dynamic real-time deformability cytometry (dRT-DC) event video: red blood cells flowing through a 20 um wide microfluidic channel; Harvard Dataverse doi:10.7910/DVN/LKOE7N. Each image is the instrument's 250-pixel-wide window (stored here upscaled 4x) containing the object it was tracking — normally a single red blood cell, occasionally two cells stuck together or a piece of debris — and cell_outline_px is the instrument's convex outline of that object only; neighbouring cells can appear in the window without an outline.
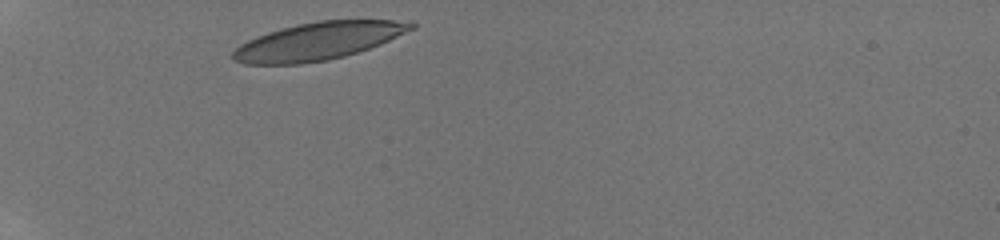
{"species": "human", "species_latin": "Homo sapiens", "temperature_condition": "room temperature", "stored_images_in_passage": 35, "camera_frame_rate_fps": 3000, "um_per_image_px": 0.085, "donor": {"sex": "male"}, "frame": {"image": 1, "passage_image": 1, "time_ms": 0.0, "image_size_px": [1000, 240], "cell_outline_px": [[416, 28], [380, 44], [344, 56], [328, 60], [300, 64], [244, 64], [232, 60], [232, 52], [240, 44], [256, 36], [280, 28], [316, 20], [412, 20], [416, 24]], "centroid_in_image_um": [27.05, 3.48], "position_along_channel_um": 57.9, "area_um2": 39.19}}
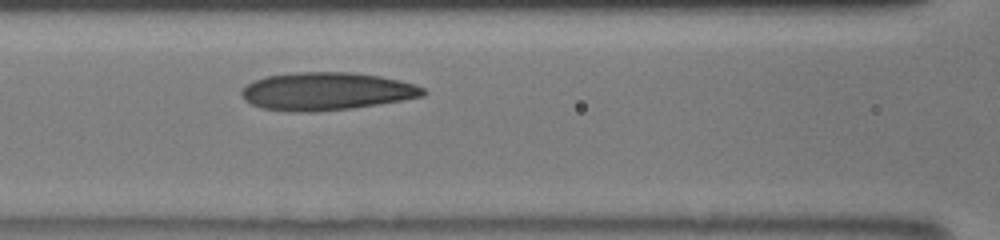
{"frame": {"image": 2, "passage_image": 12, "time_ms": 2.667, "image_size_px": [1000, 240], "cell_outline_px": [[428, 92], [424, 96], [404, 100], [352, 108], [316, 112], [300, 112], [264, 108], [252, 104], [244, 100], [240, 96], [240, 92], [248, 84], [264, 76], [292, 72], [348, 72], [380, 76], [400, 80], [416, 84], [424, 88]], "centroid_in_image_um": [27.78, 7.75], "position_along_channel_um": 138.8, "area_um2": 40.17}}
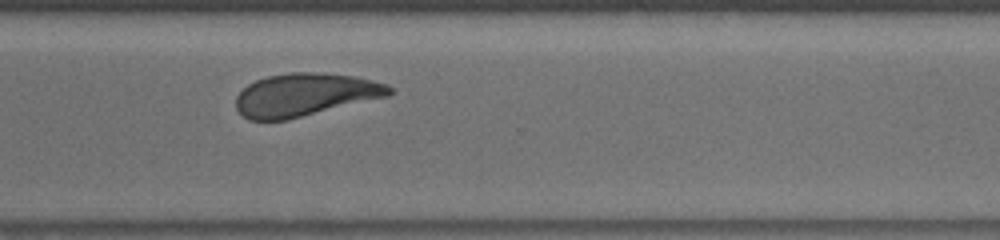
{"frame": {"image": 3, "passage_image": 34, "time_ms": 7.667, "image_size_px": [1000, 240], "cell_outline_px": [[392, 92], [388, 96], [288, 120], [248, 120], [236, 108], [236, 96], [248, 84], [256, 80], [268, 76], [292, 72], [312, 72], [352, 76], [372, 80], [388, 84], [392, 88]], "centroid_in_image_um": [25.92, 8.06], "position_along_channel_um": 344.7, "area_um2": 38.15}}